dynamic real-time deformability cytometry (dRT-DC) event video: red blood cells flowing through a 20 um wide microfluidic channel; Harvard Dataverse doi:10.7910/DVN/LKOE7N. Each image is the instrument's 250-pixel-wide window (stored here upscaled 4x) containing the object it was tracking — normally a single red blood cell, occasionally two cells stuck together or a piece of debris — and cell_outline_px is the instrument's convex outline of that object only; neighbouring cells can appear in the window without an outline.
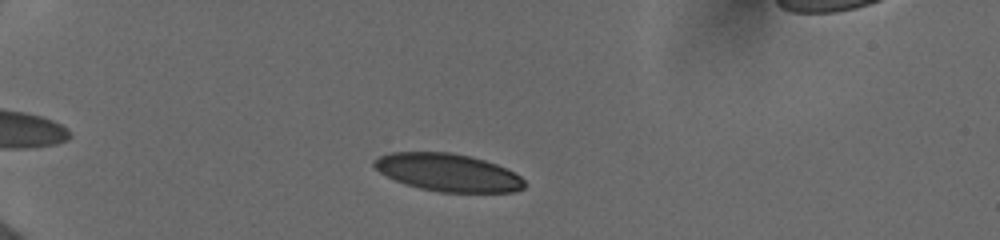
{"species": "human", "species_latin": "Homo sapiens", "temperature_condition": "cold", "stored_images_in_passage": 13, "camera_frame_rate_fps": 3000, "um_per_image_px": 0.085, "donor": {"sex": "female"}, "frame": {"image": 1, "passage_image": 4, "time_ms": 1.333, "image_size_px": [1000, 240], "cell_outline_px": [[524, 188], [512, 192], [440, 192], [420, 188], [396, 180], [380, 172], [372, 164], [372, 160], [380, 156], [392, 152], [452, 152], [472, 156], [496, 164], [520, 176], [524, 180]], "centroid_in_image_um": [38.07, 14.65], "position_along_channel_um": 46.9, "area_um2": 32.77}}
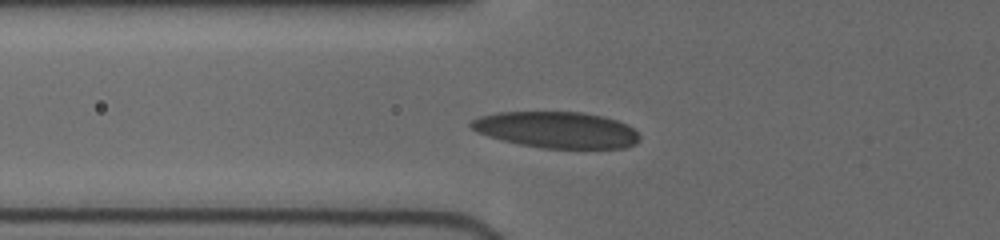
{"frame": {"image": 2, "passage_image": 9, "time_ms": 3.333, "image_size_px": [1000, 240], "cell_outline_px": [[640, 140], [636, 144], [624, 148], [540, 148], [520, 144], [488, 136], [476, 132], [468, 124], [472, 120], [480, 116], [496, 112], [580, 112], [604, 116], [616, 120], [632, 128], [640, 136]], "centroid_in_image_um": [47.3, 11.04], "position_along_channel_um": 78.5, "area_um2": 35.6}}
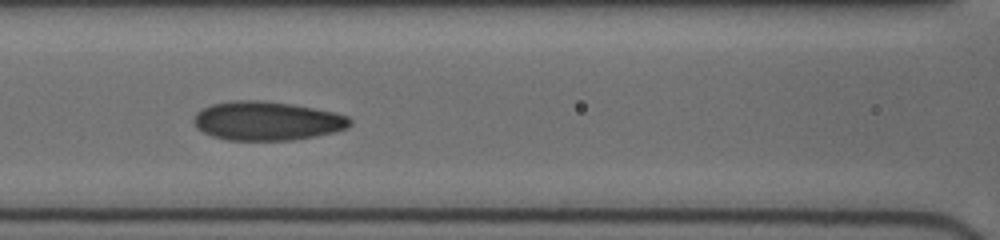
{"frame": {"image": 3, "passage_image": 12, "time_ms": 5.0, "image_size_px": [1000, 240], "cell_outline_px": [[352, 124], [348, 128], [316, 136], [292, 140], [228, 140], [212, 136], [196, 128], [192, 120], [196, 112], [212, 104], [232, 100], [260, 100], [292, 104], [332, 112], [348, 116], [352, 120]], "centroid_in_image_um": [22.67, 10.28], "position_along_channel_um": 143.9, "area_um2": 35.43}}